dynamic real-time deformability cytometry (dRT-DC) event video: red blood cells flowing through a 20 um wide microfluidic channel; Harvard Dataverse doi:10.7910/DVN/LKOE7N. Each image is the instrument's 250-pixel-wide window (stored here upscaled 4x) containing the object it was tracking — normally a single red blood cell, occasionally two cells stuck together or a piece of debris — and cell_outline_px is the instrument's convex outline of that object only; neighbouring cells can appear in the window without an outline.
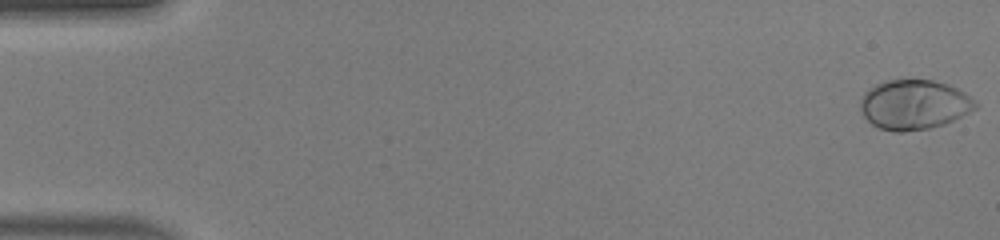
{"species": "human", "species_latin": "Homo sapiens", "temperature_condition": "warm", "stored_images_in_passage": 49, "camera_frame_rate_fps": 3000, "um_per_image_px": 0.085, "donor": {"sex": "male"}, "frame": {"image": 1, "passage_image": 1, "time_ms": 0.0, "image_size_px": [1000, 240], "cell_outline_px": [[980, 104], [976, 108], [944, 124], [928, 128], [904, 132], [892, 132], [880, 128], [872, 124], [864, 116], [860, 108], [860, 100], [864, 92], [876, 84], [884, 80], [932, 80], [948, 84], [964, 92], [976, 100]], "centroid_in_image_um": [77.69, 8.89], "position_along_channel_um": 7.3, "area_um2": 33.35}}
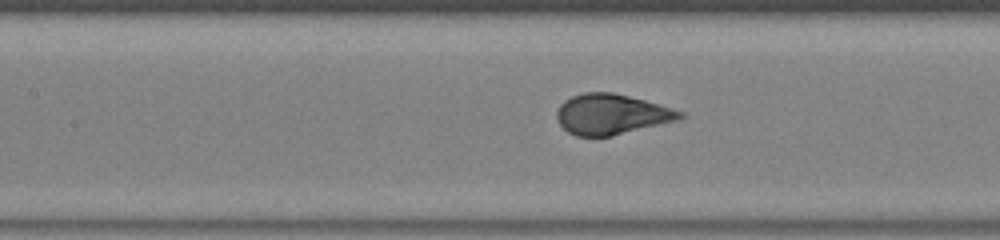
{"frame": {"image": 2, "passage_image": 23, "time_ms": 7.333, "image_size_px": [1000, 240], "cell_outline_px": [[684, 116], [680, 120], [612, 136], [576, 136], [568, 132], [556, 120], [556, 112], [560, 104], [564, 100], [572, 96], [584, 92], [612, 92], [644, 100], [672, 108], [684, 112]], "centroid_in_image_um": [51.97, 9.72], "position_along_channel_um": 155.4, "area_um2": 29.07}}
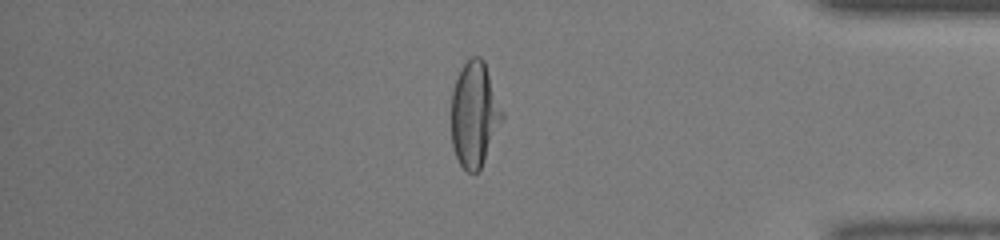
{"frame": {"image": 3, "passage_image": 42, "time_ms": 13.667, "image_size_px": [1000, 240], "cell_outline_px": [[504, 116], [484, 160], [480, 168], [476, 172], [468, 172], [460, 164], [456, 156], [452, 144], [452, 88], [456, 76], [460, 68], [472, 56], [480, 56], [484, 60], [504, 112]], "centroid_in_image_um": [40.32, 9.67], "position_along_channel_um": 394.9, "area_um2": 31.04}, "authors_computed_cell_mechanics": {"area_um2": 30.923, "velocity_mm_per_s": 4.213, "shape_relaxation_time_tau1_ms": 3.3189, "shape_relaxation_time_tau2_ms": null, "deformation_change_tau1": 0.2086, "deformation_change_tau2": null}}